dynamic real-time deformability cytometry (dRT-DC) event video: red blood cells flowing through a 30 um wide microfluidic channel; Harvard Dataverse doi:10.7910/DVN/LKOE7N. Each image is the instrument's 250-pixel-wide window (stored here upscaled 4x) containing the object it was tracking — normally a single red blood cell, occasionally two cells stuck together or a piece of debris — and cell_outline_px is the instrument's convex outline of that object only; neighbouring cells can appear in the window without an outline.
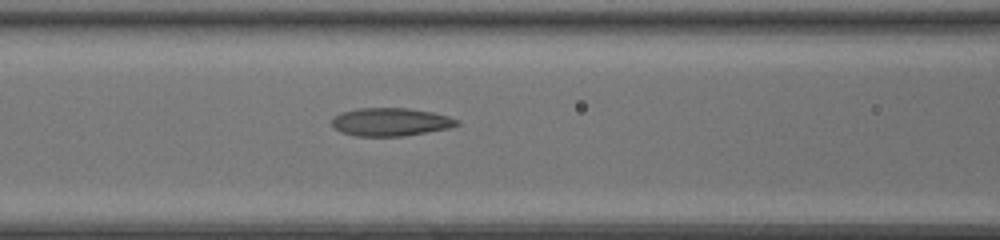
{"species": "common noctule bat (a hibernating species)", "species_latin": "Nyctalus noctula", "temperature_condition": "room temperature", "stored_images_in_passage": 17, "camera_frame_rate_fps": 3000, "um_per_image_px": 0.085, "animal": {"sex": "female", "body_mass_g": 20.0, "forearm_length_mm": 54.0}, "frame": {"image": 1, "passage_image": 10, "time_ms": 3.0, "image_size_px": [1000, 240], "cell_outline_px": [[460, 124], [448, 128], [404, 136], [356, 136], [340, 132], [332, 124], [332, 116], [340, 112], [356, 108], [408, 108], [432, 112], [448, 116], [460, 120]], "centroid_in_image_um": [33.18, 10.36], "position_along_channel_um": 133.4, "area_um2": 20.58}}
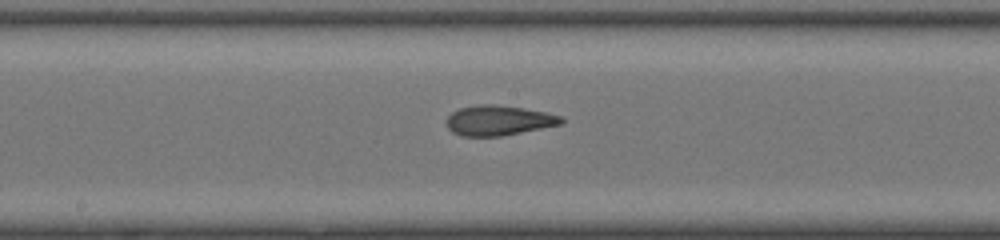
{"frame": {"image": 2, "passage_image": 15, "time_ms": 4.667, "image_size_px": [1000, 240], "cell_outline_px": [[564, 124], [500, 136], [460, 136], [452, 132], [448, 128], [448, 116], [452, 112], [460, 108], [480, 104], [492, 104], [524, 108], [548, 112], [560, 116], [564, 120]], "centroid_in_image_um": [42.41, 10.23], "position_along_channel_um": 205.8, "area_um2": 20.06}}